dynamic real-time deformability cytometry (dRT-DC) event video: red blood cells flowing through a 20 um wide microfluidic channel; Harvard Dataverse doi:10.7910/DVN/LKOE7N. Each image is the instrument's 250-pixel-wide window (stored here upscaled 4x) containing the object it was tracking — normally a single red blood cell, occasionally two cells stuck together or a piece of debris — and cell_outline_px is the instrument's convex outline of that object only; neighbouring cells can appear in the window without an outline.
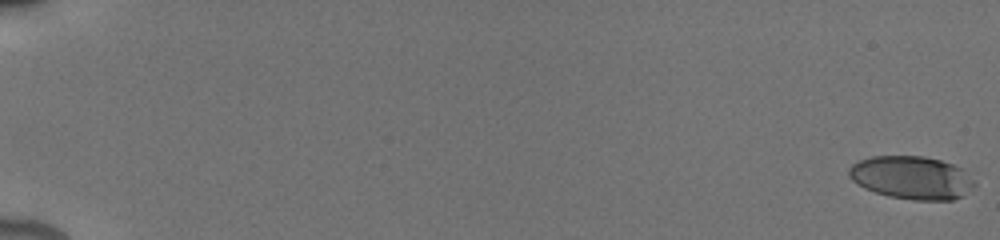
{"species": "human", "species_latin": "Homo sapiens", "temperature_condition": "cold", "stored_images_in_passage": 37, "camera_frame_rate_fps": 3000, "um_per_image_px": 0.085, "donor": {"sex": "male"}, "frame": {"image": 1, "passage_image": 1, "time_ms": 0.0, "image_size_px": [1000, 240], "cell_outline_px": [[976, 184], [964, 196], [952, 200], [912, 200], [888, 196], [864, 188], [852, 180], [848, 176], [848, 168], [852, 164], [860, 160], [872, 156], [924, 156], [940, 160], [964, 168]], "centroid_in_image_um": [77.5, 15.1], "position_along_channel_um": 7.5, "area_um2": 31.73}}
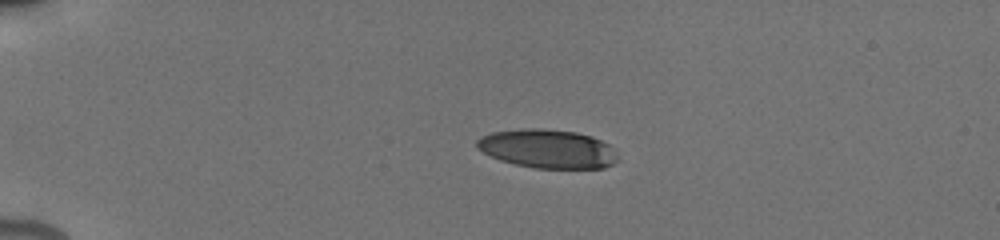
{"frame": {"image": 2, "passage_image": 26, "time_ms": 4.667, "image_size_px": [1000, 240], "cell_outline_px": [[616, 160], [612, 164], [604, 168], [536, 168], [516, 164], [500, 160], [476, 148], [476, 140], [480, 136], [492, 132], [524, 128], [544, 128], [576, 132], [592, 136], [608, 144], [612, 148], [616, 156]], "centroid_in_image_um": [46.51, 12.63], "position_along_channel_um": 38.5, "area_um2": 31.73}}